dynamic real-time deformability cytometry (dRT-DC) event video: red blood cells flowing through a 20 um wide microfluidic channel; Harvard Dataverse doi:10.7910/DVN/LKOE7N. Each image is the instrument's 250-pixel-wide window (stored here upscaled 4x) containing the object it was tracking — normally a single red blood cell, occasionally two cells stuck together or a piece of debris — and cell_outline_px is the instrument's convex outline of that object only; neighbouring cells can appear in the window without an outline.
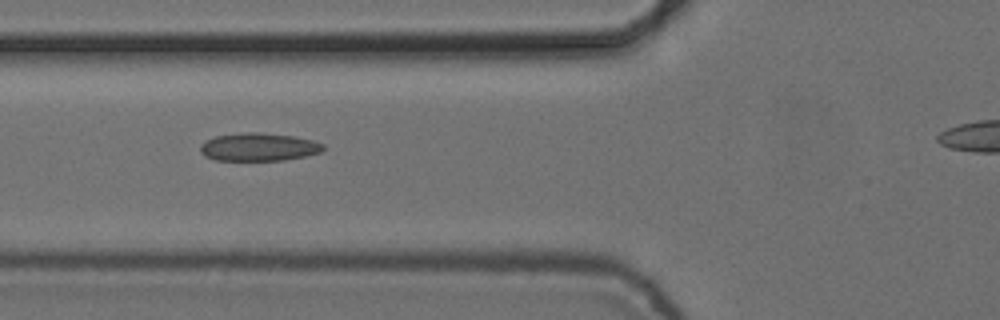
{"species": "common noctule bat (a hibernating species)", "species_latin": "Nyctalus noctula", "temperature_condition": "cold", "stored_images_in_passage": 10, "camera_frame_rate_fps": 3000, "um_per_image_px": 0.085, "animal": {"sex": "female", "body_mass_g": 24.6, "forearm_length_mm": 56.2}, "frame": {"image": 1, "passage_image": 6, "time_ms": 1.667, "image_size_px": [1000, 320], "cell_outline_px": [[324, 148], [320, 152], [304, 156], [284, 160], [216, 160], [204, 156], [200, 152], [200, 144], [204, 140], [216, 136], [248, 132], [260, 132], [292, 136], [312, 140], [324, 144]], "centroid_in_image_um": [21.95, 12.49], "position_along_channel_um": 103.9, "area_um2": 20.0}}
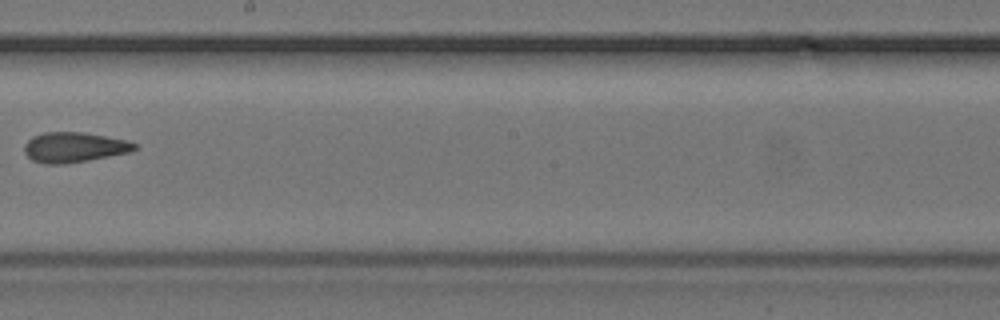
{"frame": {"image": 2, "passage_image": 9, "time_ms": 2.667, "image_size_px": [1000, 320], "cell_outline_px": [[140, 144], [136, 148], [128, 152], [88, 160], [64, 164], [44, 164], [32, 160], [24, 152], [24, 144], [32, 136], [44, 132], [84, 132], [128, 140]], "centroid_in_image_um": [6.29, 12.51], "position_along_channel_um": 241.9, "area_um2": 19.42}}
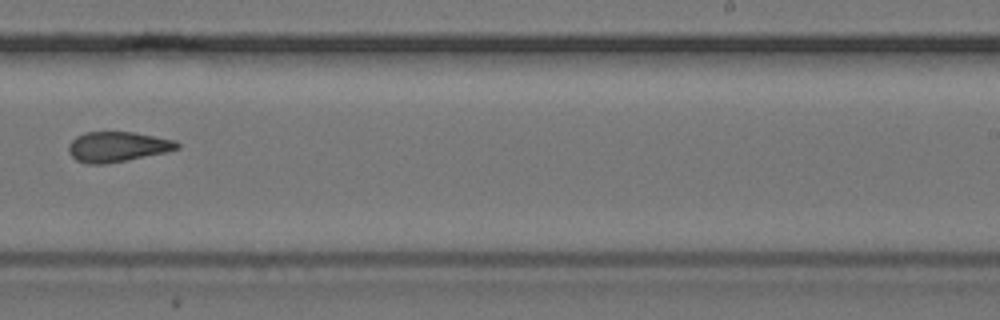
{"frame": {"image": 3, "passage_image": 10, "time_ms": 3.0, "image_size_px": [1000, 320], "cell_outline_px": [[180, 148], [164, 152], [128, 160], [104, 164], [88, 164], [76, 160], [68, 152], [68, 144], [76, 136], [84, 132], [136, 132], [176, 140], [180, 144]], "centroid_in_image_um": [9.97, 12.46], "position_along_channel_um": 279.0, "area_um2": 19.19}}